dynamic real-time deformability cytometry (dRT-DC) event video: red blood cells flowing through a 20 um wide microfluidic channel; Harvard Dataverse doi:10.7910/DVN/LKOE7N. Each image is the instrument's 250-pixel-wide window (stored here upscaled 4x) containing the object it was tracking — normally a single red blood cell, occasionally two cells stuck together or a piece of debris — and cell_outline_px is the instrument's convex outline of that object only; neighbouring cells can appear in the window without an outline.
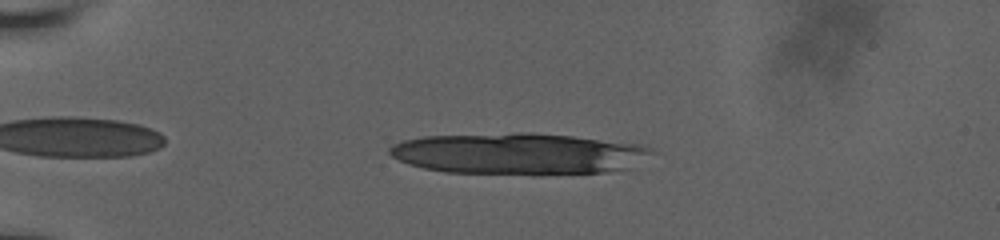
{"species": "human", "species_latin": "Homo sapiens", "temperature_condition": "room temperature", "stored_images_in_passage": 13, "camera_frame_rate_fps": 3000, "um_per_image_px": 0.085, "donor": {"sex": "male"}, "frame": {"image": 1, "passage_image": 6, "time_ms": 1.667, "image_size_px": [1000, 240], "cell_outline_px": [[652, 152], [628, 168], [604, 172], [540, 176], [532, 176], [444, 172], [424, 168], [408, 164], [392, 156], [388, 152], [388, 148], [392, 144], [404, 140], [424, 136], [520, 132], [532, 132], [572, 136], [640, 144], [652, 148]], "centroid_in_image_um": [44.03, 13.08], "position_along_channel_um": 41.0, "area_um2": 64.16}}